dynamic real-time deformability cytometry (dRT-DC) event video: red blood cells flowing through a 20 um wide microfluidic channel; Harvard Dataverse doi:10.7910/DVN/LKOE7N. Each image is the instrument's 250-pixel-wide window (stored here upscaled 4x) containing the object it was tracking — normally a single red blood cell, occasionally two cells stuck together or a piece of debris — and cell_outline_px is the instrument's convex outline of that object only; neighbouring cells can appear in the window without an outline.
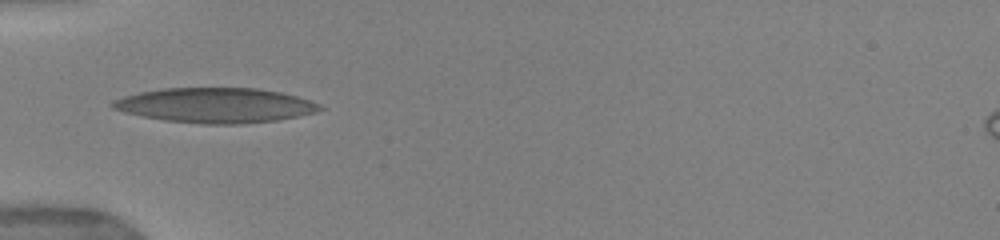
{"species": "human", "species_latin": "Homo sapiens", "temperature_condition": "warm", "stored_images_in_passage": 27, "camera_frame_rate_fps": 3000, "um_per_image_px": 0.085, "donor": {"sex": "female"}, "frame": {"image": 1, "passage_image": 1, "time_ms": 0.0, "image_size_px": [1000, 240], "cell_outline_px": [[324, 108], [316, 112], [276, 120], [240, 124], [200, 124], [164, 120], [124, 112], [112, 108], [108, 104], [112, 100], [124, 96], [140, 92], [160, 88], [256, 88], [280, 92], [296, 96], [308, 100]], "centroid_in_image_um": [18.25, 8.95], "position_along_channel_um": 66.8, "area_um2": 41.96}}